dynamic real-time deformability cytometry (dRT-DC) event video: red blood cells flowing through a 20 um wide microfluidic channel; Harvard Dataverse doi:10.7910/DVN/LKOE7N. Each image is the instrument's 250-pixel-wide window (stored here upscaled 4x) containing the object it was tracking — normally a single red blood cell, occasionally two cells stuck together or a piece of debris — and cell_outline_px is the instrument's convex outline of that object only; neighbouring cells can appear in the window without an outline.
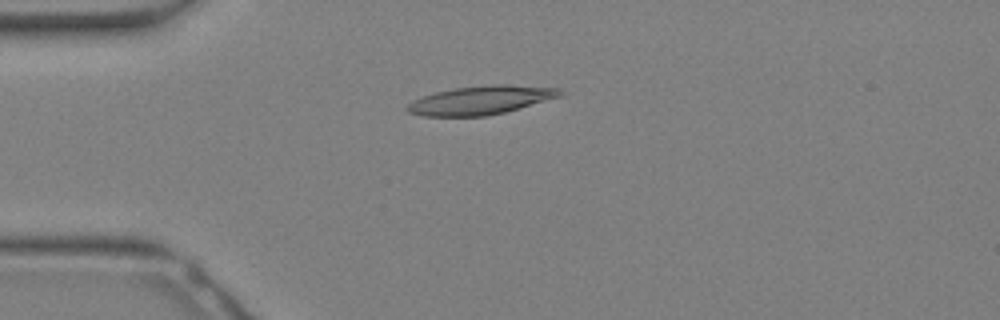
{"species": "Egyptian fruit bat (a non-hibernating species)", "species_latin": "Rousettus aegyptiacus", "temperature_condition": "warm", "stored_images_in_passage": 26, "camera_frame_rate_fps": 3000, "um_per_image_px": 0.085, "animal": {"sex": "female"}, "frame": {"image": 1, "passage_image": 2, "time_ms": 0.333, "image_size_px": [1000, 320], "cell_outline_px": [[564, 92], [560, 96], [504, 112], [488, 116], [424, 116], [408, 112], [404, 108], [412, 100], [436, 92], [456, 88], [492, 84], [508, 84], [556, 88]], "centroid_in_image_um": [40.82, 8.51], "position_along_channel_um": 44.2, "area_um2": 25.2}}
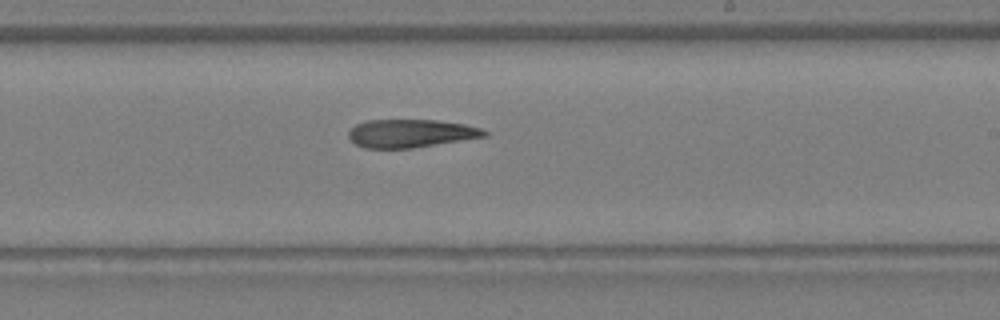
{"frame": {"image": 2, "passage_image": 13, "time_ms": 4.0, "image_size_px": [1000, 320], "cell_outline_px": [[488, 136], [412, 148], [364, 148], [356, 144], [348, 136], [348, 132], [356, 124], [368, 120], [436, 120], [464, 124], [480, 128], [488, 132]], "centroid_in_image_um": [34.92, 11.33], "position_along_channel_um": 254.1, "area_um2": 22.14}}
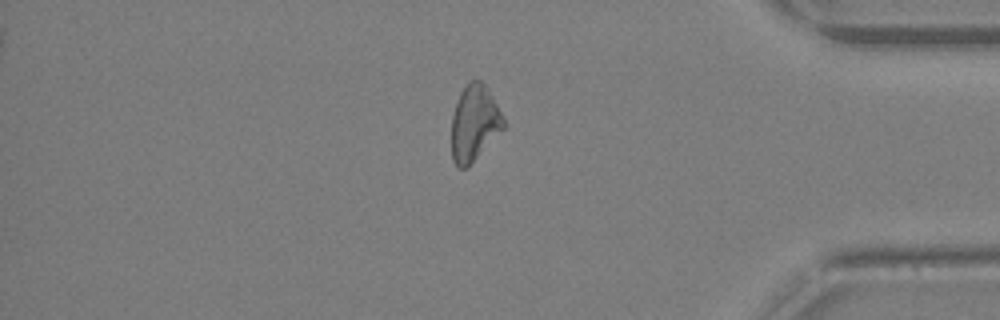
{"frame": {"image": 3, "passage_image": 21, "time_ms": 6.667, "image_size_px": [1000, 320], "cell_outline_px": [[504, 128], [468, 168], [460, 168], [452, 160], [452, 116], [460, 92], [468, 80], [480, 80], [484, 84], [492, 96], [504, 120]], "centroid_in_image_um": [40.3, 10.48], "position_along_channel_um": 394.9, "area_um2": 22.83}}